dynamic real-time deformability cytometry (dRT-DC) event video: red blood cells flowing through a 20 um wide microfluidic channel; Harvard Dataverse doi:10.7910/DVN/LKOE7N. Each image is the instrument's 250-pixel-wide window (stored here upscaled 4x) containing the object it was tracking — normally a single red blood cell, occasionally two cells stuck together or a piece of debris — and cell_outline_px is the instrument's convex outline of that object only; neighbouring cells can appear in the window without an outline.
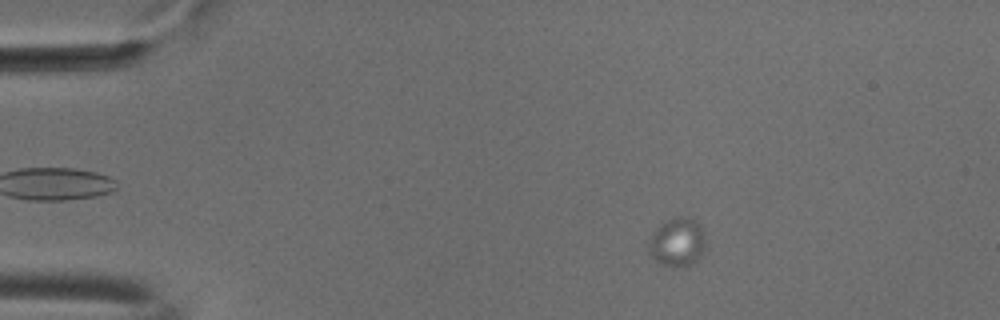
{"species": "common noctule bat (a hibernating species)", "species_latin": "Nyctalus noctula", "temperature_condition": "cold", "stored_images_in_passage": 31, "camera_frame_rate_fps": 3000, "um_per_image_px": 0.085, "animal": {"sex": "male", "body_mass_g": 18.8}, "frame": {"image": 1, "passage_image": 11, "time_ms": 3.333, "image_size_px": [1000, 320], "cell_outline_px": [[704, 248], [700, 256], [696, 260], [688, 264], [664, 264], [656, 260], [648, 252], [648, 240], [652, 232], [664, 220], [672, 216], [688, 216], [700, 224], [704, 232]], "centroid_in_image_um": [57.54, 20.49], "position_along_channel_um": 27.5, "area_um2": 15.95}}
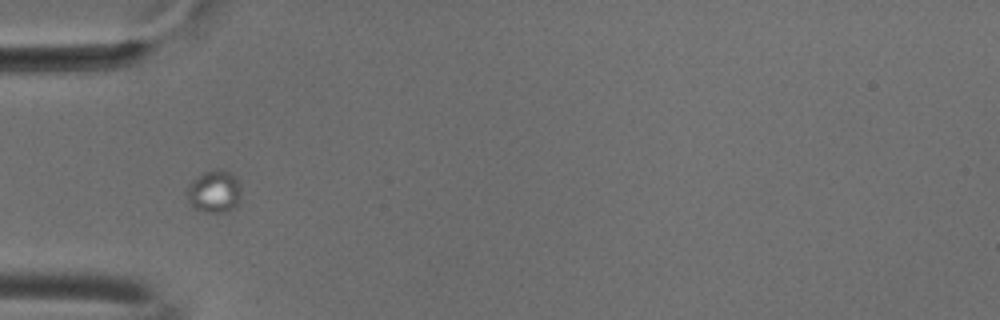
{"frame": {"image": 2, "passage_image": 20, "time_ms": 6.333, "image_size_px": [1000, 320], "cell_outline_px": [[240, 192], [236, 208], [224, 212], [204, 212], [188, 204], [188, 184], [192, 180], [204, 172], [228, 172], [236, 176], [240, 184]], "centroid_in_image_um": [18.21, 16.32], "position_along_channel_um": 66.8, "area_um2": 13.06}}
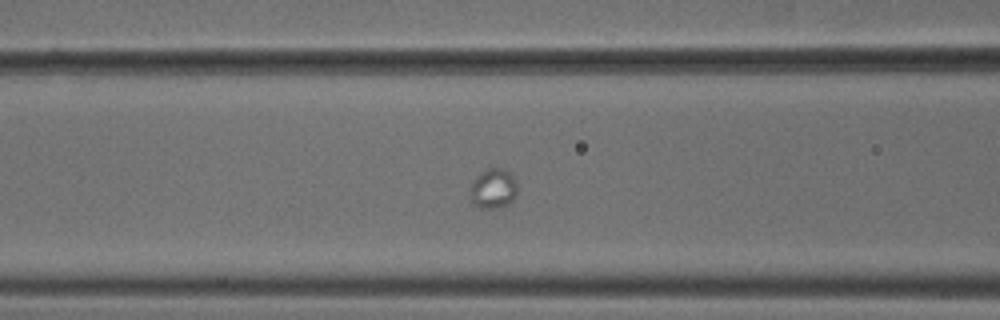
{"frame": {"image": 3, "passage_image": 25, "time_ms": 8.0, "image_size_px": [1000, 320], "cell_outline_px": [[516, 196], [508, 204], [496, 208], [480, 208], [472, 200], [472, 180], [488, 168], [500, 168], [508, 172], [512, 176], [516, 184]], "centroid_in_image_um": [41.95, 16.03], "position_along_channel_um": 124.7, "area_um2": 10.52}}